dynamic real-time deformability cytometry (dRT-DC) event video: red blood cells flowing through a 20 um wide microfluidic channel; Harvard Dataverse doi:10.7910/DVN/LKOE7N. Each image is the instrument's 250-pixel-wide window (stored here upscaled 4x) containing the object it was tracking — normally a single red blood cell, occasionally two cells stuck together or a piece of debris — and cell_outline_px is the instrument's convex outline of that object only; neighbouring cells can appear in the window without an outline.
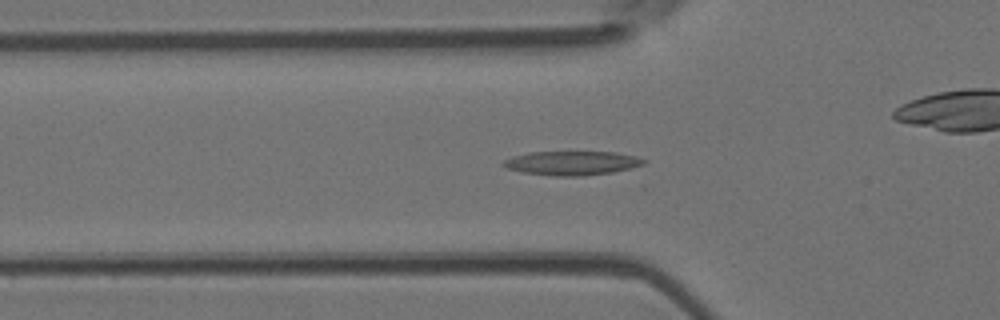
{"species": "Egyptian fruit bat (a non-hibernating species)", "species_latin": "Rousettus aegyptiacus", "temperature_condition": "room temperature", "stored_images_in_passage": 54, "segment_of_instrument_passage": [1, 2], "camera_frame_rate_fps": 3000, "um_per_image_px": 0.085, "animal": {"sex": "female"}, "frame": {"image": 1, "passage_image": 18, "time_ms": 5.667, "image_size_px": [1000, 320], "cell_outline_px": [[648, 160], [644, 164], [632, 168], [612, 172], [584, 176], [556, 176], [524, 172], [508, 168], [500, 164], [504, 160], [512, 156], [528, 152], [616, 152], [636, 156]], "centroid_in_image_um": [48.64, 13.85], "position_along_channel_um": 77.2, "area_um2": 19.71}}
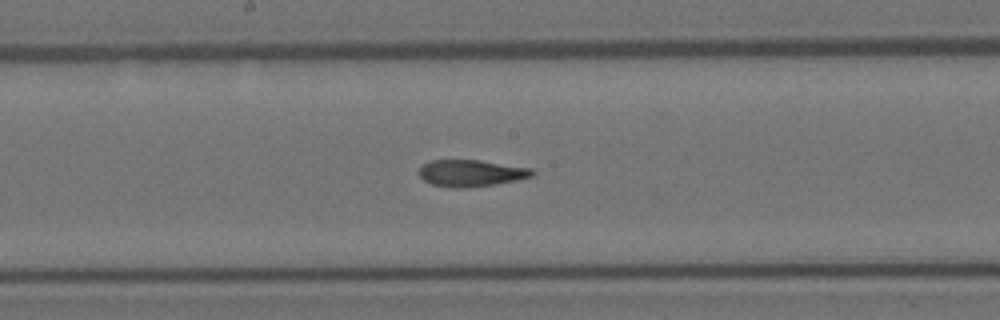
{"frame": {"image": 2, "passage_image": 28, "time_ms": 9.0, "image_size_px": [1000, 320], "cell_outline_px": [[536, 172], [532, 176], [516, 180], [496, 184], [468, 188], [452, 188], [432, 184], [424, 180], [416, 172], [420, 164], [428, 160], [480, 160], [532, 168]], "centroid_in_image_um": [39.99, 14.71], "position_along_channel_um": 208.2, "area_um2": 17.98}}
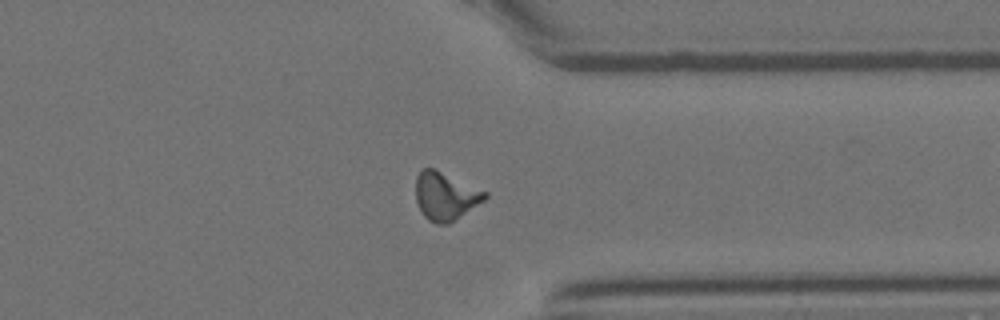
{"frame": {"image": 3, "passage_image": 41, "time_ms": 13.333, "image_size_px": [1000, 320], "cell_outline_px": [[488, 196], [484, 200], [448, 224], [436, 224], [428, 220], [420, 212], [416, 200], [416, 176], [424, 168], [436, 168], [488, 192]], "centroid_in_image_um": [37.85, 16.65], "position_along_channel_um": 373.6, "area_um2": 19.42}}